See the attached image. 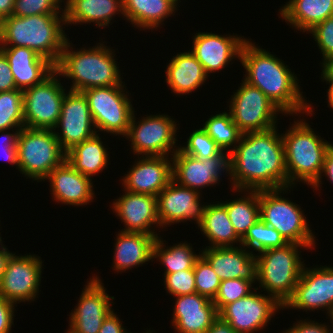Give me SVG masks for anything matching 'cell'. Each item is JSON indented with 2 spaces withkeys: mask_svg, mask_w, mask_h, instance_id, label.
<instances>
[{
  "mask_svg": "<svg viewBox=\"0 0 333 333\" xmlns=\"http://www.w3.org/2000/svg\"><path fill=\"white\" fill-rule=\"evenodd\" d=\"M16 305L0 296V333H11Z\"/></svg>",
  "mask_w": 333,
  "mask_h": 333,
  "instance_id": "cell-46",
  "label": "cell"
},
{
  "mask_svg": "<svg viewBox=\"0 0 333 333\" xmlns=\"http://www.w3.org/2000/svg\"><path fill=\"white\" fill-rule=\"evenodd\" d=\"M284 132L282 140L289 187H295L301 181L320 190L325 155L332 144L317 135L303 117L294 120Z\"/></svg>",
  "mask_w": 333,
  "mask_h": 333,
  "instance_id": "cell-5",
  "label": "cell"
},
{
  "mask_svg": "<svg viewBox=\"0 0 333 333\" xmlns=\"http://www.w3.org/2000/svg\"><path fill=\"white\" fill-rule=\"evenodd\" d=\"M163 279L164 289L173 297L196 293L194 267L164 275Z\"/></svg>",
  "mask_w": 333,
  "mask_h": 333,
  "instance_id": "cell-43",
  "label": "cell"
},
{
  "mask_svg": "<svg viewBox=\"0 0 333 333\" xmlns=\"http://www.w3.org/2000/svg\"><path fill=\"white\" fill-rule=\"evenodd\" d=\"M121 322L119 316L112 310L103 320L99 333H129Z\"/></svg>",
  "mask_w": 333,
  "mask_h": 333,
  "instance_id": "cell-49",
  "label": "cell"
},
{
  "mask_svg": "<svg viewBox=\"0 0 333 333\" xmlns=\"http://www.w3.org/2000/svg\"><path fill=\"white\" fill-rule=\"evenodd\" d=\"M13 73L5 55L0 51V92L15 90Z\"/></svg>",
  "mask_w": 333,
  "mask_h": 333,
  "instance_id": "cell-48",
  "label": "cell"
},
{
  "mask_svg": "<svg viewBox=\"0 0 333 333\" xmlns=\"http://www.w3.org/2000/svg\"><path fill=\"white\" fill-rule=\"evenodd\" d=\"M200 252L221 281L238 278L246 281H257L256 254L242 245L213 248L206 246Z\"/></svg>",
  "mask_w": 333,
  "mask_h": 333,
  "instance_id": "cell-23",
  "label": "cell"
},
{
  "mask_svg": "<svg viewBox=\"0 0 333 333\" xmlns=\"http://www.w3.org/2000/svg\"><path fill=\"white\" fill-rule=\"evenodd\" d=\"M282 333H298L293 327L290 326V328L286 329Z\"/></svg>",
  "mask_w": 333,
  "mask_h": 333,
  "instance_id": "cell-56",
  "label": "cell"
},
{
  "mask_svg": "<svg viewBox=\"0 0 333 333\" xmlns=\"http://www.w3.org/2000/svg\"><path fill=\"white\" fill-rule=\"evenodd\" d=\"M205 333H236V331L218 316Z\"/></svg>",
  "mask_w": 333,
  "mask_h": 333,
  "instance_id": "cell-50",
  "label": "cell"
},
{
  "mask_svg": "<svg viewBox=\"0 0 333 333\" xmlns=\"http://www.w3.org/2000/svg\"><path fill=\"white\" fill-rule=\"evenodd\" d=\"M322 80H333V55L323 59L322 63Z\"/></svg>",
  "mask_w": 333,
  "mask_h": 333,
  "instance_id": "cell-52",
  "label": "cell"
},
{
  "mask_svg": "<svg viewBox=\"0 0 333 333\" xmlns=\"http://www.w3.org/2000/svg\"><path fill=\"white\" fill-rule=\"evenodd\" d=\"M18 170L26 179L42 182L66 160L54 130L23 127L17 139Z\"/></svg>",
  "mask_w": 333,
  "mask_h": 333,
  "instance_id": "cell-8",
  "label": "cell"
},
{
  "mask_svg": "<svg viewBox=\"0 0 333 333\" xmlns=\"http://www.w3.org/2000/svg\"><path fill=\"white\" fill-rule=\"evenodd\" d=\"M254 289L248 296L225 305L218 316L227 322L236 333H254L262 331L271 322L276 312L283 306L267 294H259Z\"/></svg>",
  "mask_w": 333,
  "mask_h": 333,
  "instance_id": "cell-15",
  "label": "cell"
},
{
  "mask_svg": "<svg viewBox=\"0 0 333 333\" xmlns=\"http://www.w3.org/2000/svg\"><path fill=\"white\" fill-rule=\"evenodd\" d=\"M15 130V131H14ZM21 129L0 131V159L8 161L18 169L17 139Z\"/></svg>",
  "mask_w": 333,
  "mask_h": 333,
  "instance_id": "cell-45",
  "label": "cell"
},
{
  "mask_svg": "<svg viewBox=\"0 0 333 333\" xmlns=\"http://www.w3.org/2000/svg\"><path fill=\"white\" fill-rule=\"evenodd\" d=\"M255 282L256 281H246L240 278L221 281L218 292L213 300L217 311L219 312L227 304L248 296L254 291L252 289H256V287H254Z\"/></svg>",
  "mask_w": 333,
  "mask_h": 333,
  "instance_id": "cell-40",
  "label": "cell"
},
{
  "mask_svg": "<svg viewBox=\"0 0 333 333\" xmlns=\"http://www.w3.org/2000/svg\"><path fill=\"white\" fill-rule=\"evenodd\" d=\"M175 3L179 4L181 1L180 0H173Z\"/></svg>",
  "mask_w": 333,
  "mask_h": 333,
  "instance_id": "cell-59",
  "label": "cell"
},
{
  "mask_svg": "<svg viewBox=\"0 0 333 333\" xmlns=\"http://www.w3.org/2000/svg\"><path fill=\"white\" fill-rule=\"evenodd\" d=\"M15 254L9 258L0 280V296L17 306L20 302L31 303L38 297L43 262L35 254Z\"/></svg>",
  "mask_w": 333,
  "mask_h": 333,
  "instance_id": "cell-13",
  "label": "cell"
},
{
  "mask_svg": "<svg viewBox=\"0 0 333 333\" xmlns=\"http://www.w3.org/2000/svg\"><path fill=\"white\" fill-rule=\"evenodd\" d=\"M6 247L7 246L3 244L2 237L0 236V280L3 277L8 260L13 254V252H10Z\"/></svg>",
  "mask_w": 333,
  "mask_h": 333,
  "instance_id": "cell-53",
  "label": "cell"
},
{
  "mask_svg": "<svg viewBox=\"0 0 333 333\" xmlns=\"http://www.w3.org/2000/svg\"><path fill=\"white\" fill-rule=\"evenodd\" d=\"M289 188L291 190L293 187L259 190L260 219L276 229L288 243L305 245L312 250L316 246V237L309 227L304 210L296 202L281 195L286 194Z\"/></svg>",
  "mask_w": 333,
  "mask_h": 333,
  "instance_id": "cell-7",
  "label": "cell"
},
{
  "mask_svg": "<svg viewBox=\"0 0 333 333\" xmlns=\"http://www.w3.org/2000/svg\"><path fill=\"white\" fill-rule=\"evenodd\" d=\"M249 40L243 43L240 53L246 71L243 80L259 88L286 116H313L314 106L303 96L297 75L282 59Z\"/></svg>",
  "mask_w": 333,
  "mask_h": 333,
  "instance_id": "cell-2",
  "label": "cell"
},
{
  "mask_svg": "<svg viewBox=\"0 0 333 333\" xmlns=\"http://www.w3.org/2000/svg\"><path fill=\"white\" fill-rule=\"evenodd\" d=\"M201 196L202 193L182 186L172 179L157 195V215L162 229L189 220L199 225L204 206L200 202Z\"/></svg>",
  "mask_w": 333,
  "mask_h": 333,
  "instance_id": "cell-19",
  "label": "cell"
},
{
  "mask_svg": "<svg viewBox=\"0 0 333 333\" xmlns=\"http://www.w3.org/2000/svg\"><path fill=\"white\" fill-rule=\"evenodd\" d=\"M231 191L241 194L244 192L243 194H246L232 201H222L226 207L234 231L242 238L248 229L260 219L259 191L236 189H232Z\"/></svg>",
  "mask_w": 333,
  "mask_h": 333,
  "instance_id": "cell-34",
  "label": "cell"
},
{
  "mask_svg": "<svg viewBox=\"0 0 333 333\" xmlns=\"http://www.w3.org/2000/svg\"><path fill=\"white\" fill-rule=\"evenodd\" d=\"M185 143L179 145V150L198 159L216 157L222 152L203 128L193 130Z\"/></svg>",
  "mask_w": 333,
  "mask_h": 333,
  "instance_id": "cell-39",
  "label": "cell"
},
{
  "mask_svg": "<svg viewBox=\"0 0 333 333\" xmlns=\"http://www.w3.org/2000/svg\"><path fill=\"white\" fill-rule=\"evenodd\" d=\"M216 202L204 204L201 222L198 225L202 235L208 238V247H235V244L240 246L241 238L234 231L225 205Z\"/></svg>",
  "mask_w": 333,
  "mask_h": 333,
  "instance_id": "cell-31",
  "label": "cell"
},
{
  "mask_svg": "<svg viewBox=\"0 0 333 333\" xmlns=\"http://www.w3.org/2000/svg\"><path fill=\"white\" fill-rule=\"evenodd\" d=\"M101 134L75 145L66 153L67 162L79 173L91 179L108 166L109 152Z\"/></svg>",
  "mask_w": 333,
  "mask_h": 333,
  "instance_id": "cell-33",
  "label": "cell"
},
{
  "mask_svg": "<svg viewBox=\"0 0 333 333\" xmlns=\"http://www.w3.org/2000/svg\"><path fill=\"white\" fill-rule=\"evenodd\" d=\"M62 2L63 0H15L12 15L27 17L38 14L64 13L61 8Z\"/></svg>",
  "mask_w": 333,
  "mask_h": 333,
  "instance_id": "cell-42",
  "label": "cell"
},
{
  "mask_svg": "<svg viewBox=\"0 0 333 333\" xmlns=\"http://www.w3.org/2000/svg\"><path fill=\"white\" fill-rule=\"evenodd\" d=\"M282 20L303 33L333 16V0H289L279 9Z\"/></svg>",
  "mask_w": 333,
  "mask_h": 333,
  "instance_id": "cell-32",
  "label": "cell"
},
{
  "mask_svg": "<svg viewBox=\"0 0 333 333\" xmlns=\"http://www.w3.org/2000/svg\"><path fill=\"white\" fill-rule=\"evenodd\" d=\"M305 245L287 243L282 247L271 248L257 253V290L273 296L282 306L293 295L303 271L304 260L300 249ZM301 257V258H300Z\"/></svg>",
  "mask_w": 333,
  "mask_h": 333,
  "instance_id": "cell-6",
  "label": "cell"
},
{
  "mask_svg": "<svg viewBox=\"0 0 333 333\" xmlns=\"http://www.w3.org/2000/svg\"><path fill=\"white\" fill-rule=\"evenodd\" d=\"M69 39L66 40L55 70L62 78H69L70 91L82 92L93 87L125 85L121 78L116 51L105 41L91 47L73 50Z\"/></svg>",
  "mask_w": 333,
  "mask_h": 333,
  "instance_id": "cell-3",
  "label": "cell"
},
{
  "mask_svg": "<svg viewBox=\"0 0 333 333\" xmlns=\"http://www.w3.org/2000/svg\"><path fill=\"white\" fill-rule=\"evenodd\" d=\"M66 333H74V332L72 330H70L69 327H68V330H67Z\"/></svg>",
  "mask_w": 333,
  "mask_h": 333,
  "instance_id": "cell-58",
  "label": "cell"
},
{
  "mask_svg": "<svg viewBox=\"0 0 333 333\" xmlns=\"http://www.w3.org/2000/svg\"><path fill=\"white\" fill-rule=\"evenodd\" d=\"M299 311L326 310L330 318L333 314V267L304 266L293 295L283 305V309Z\"/></svg>",
  "mask_w": 333,
  "mask_h": 333,
  "instance_id": "cell-14",
  "label": "cell"
},
{
  "mask_svg": "<svg viewBox=\"0 0 333 333\" xmlns=\"http://www.w3.org/2000/svg\"><path fill=\"white\" fill-rule=\"evenodd\" d=\"M192 38L191 53L202 64L207 75L225 69L233 59L240 60L242 45L247 40L234 33L219 35L212 32H198Z\"/></svg>",
  "mask_w": 333,
  "mask_h": 333,
  "instance_id": "cell-20",
  "label": "cell"
},
{
  "mask_svg": "<svg viewBox=\"0 0 333 333\" xmlns=\"http://www.w3.org/2000/svg\"><path fill=\"white\" fill-rule=\"evenodd\" d=\"M166 83L177 95H190L207 81L210 75L204 72L202 64L191 51L173 56L166 67Z\"/></svg>",
  "mask_w": 333,
  "mask_h": 333,
  "instance_id": "cell-29",
  "label": "cell"
},
{
  "mask_svg": "<svg viewBox=\"0 0 333 333\" xmlns=\"http://www.w3.org/2000/svg\"><path fill=\"white\" fill-rule=\"evenodd\" d=\"M53 130L66 153L75 145L97 134L87 98L82 92L68 90L62 102L59 120Z\"/></svg>",
  "mask_w": 333,
  "mask_h": 333,
  "instance_id": "cell-16",
  "label": "cell"
},
{
  "mask_svg": "<svg viewBox=\"0 0 333 333\" xmlns=\"http://www.w3.org/2000/svg\"><path fill=\"white\" fill-rule=\"evenodd\" d=\"M171 158L173 180L199 193L204 187L219 185L224 172L229 176V154L225 151L216 157L198 159L178 149Z\"/></svg>",
  "mask_w": 333,
  "mask_h": 333,
  "instance_id": "cell-17",
  "label": "cell"
},
{
  "mask_svg": "<svg viewBox=\"0 0 333 333\" xmlns=\"http://www.w3.org/2000/svg\"><path fill=\"white\" fill-rule=\"evenodd\" d=\"M288 242L273 227L259 219L241 238V245L251 252H262L267 249L282 247ZM253 250V251H252Z\"/></svg>",
  "mask_w": 333,
  "mask_h": 333,
  "instance_id": "cell-37",
  "label": "cell"
},
{
  "mask_svg": "<svg viewBox=\"0 0 333 333\" xmlns=\"http://www.w3.org/2000/svg\"><path fill=\"white\" fill-rule=\"evenodd\" d=\"M13 73L16 88L26 90L42 82L54 70L55 65L27 47L0 46Z\"/></svg>",
  "mask_w": 333,
  "mask_h": 333,
  "instance_id": "cell-26",
  "label": "cell"
},
{
  "mask_svg": "<svg viewBox=\"0 0 333 333\" xmlns=\"http://www.w3.org/2000/svg\"><path fill=\"white\" fill-rule=\"evenodd\" d=\"M15 0H0V21L12 15Z\"/></svg>",
  "mask_w": 333,
  "mask_h": 333,
  "instance_id": "cell-54",
  "label": "cell"
},
{
  "mask_svg": "<svg viewBox=\"0 0 333 333\" xmlns=\"http://www.w3.org/2000/svg\"><path fill=\"white\" fill-rule=\"evenodd\" d=\"M308 33L312 34L314 41H316L315 43L323 56L322 60L333 55V16L317 24Z\"/></svg>",
  "mask_w": 333,
  "mask_h": 333,
  "instance_id": "cell-44",
  "label": "cell"
},
{
  "mask_svg": "<svg viewBox=\"0 0 333 333\" xmlns=\"http://www.w3.org/2000/svg\"><path fill=\"white\" fill-rule=\"evenodd\" d=\"M194 275L196 292L213 301L221 280L202 255L195 261Z\"/></svg>",
  "mask_w": 333,
  "mask_h": 333,
  "instance_id": "cell-41",
  "label": "cell"
},
{
  "mask_svg": "<svg viewBox=\"0 0 333 333\" xmlns=\"http://www.w3.org/2000/svg\"><path fill=\"white\" fill-rule=\"evenodd\" d=\"M173 0H122L123 17L140 30H156L178 10Z\"/></svg>",
  "mask_w": 333,
  "mask_h": 333,
  "instance_id": "cell-30",
  "label": "cell"
},
{
  "mask_svg": "<svg viewBox=\"0 0 333 333\" xmlns=\"http://www.w3.org/2000/svg\"><path fill=\"white\" fill-rule=\"evenodd\" d=\"M161 238V236H158L154 243L153 259L157 258V261L159 260L162 266H164L165 272L163 275L194 267L195 261L201 256V252L199 254L195 253L191 243L188 244L185 241L166 247V241Z\"/></svg>",
  "mask_w": 333,
  "mask_h": 333,
  "instance_id": "cell-35",
  "label": "cell"
},
{
  "mask_svg": "<svg viewBox=\"0 0 333 333\" xmlns=\"http://www.w3.org/2000/svg\"><path fill=\"white\" fill-rule=\"evenodd\" d=\"M64 13L9 16L0 21V46L27 47L54 65L68 39Z\"/></svg>",
  "mask_w": 333,
  "mask_h": 333,
  "instance_id": "cell-4",
  "label": "cell"
},
{
  "mask_svg": "<svg viewBox=\"0 0 333 333\" xmlns=\"http://www.w3.org/2000/svg\"><path fill=\"white\" fill-rule=\"evenodd\" d=\"M322 174L323 175L321 176L328 177L327 179L330 180L329 182H331V184L333 183V144L327 150V153L325 155Z\"/></svg>",
  "mask_w": 333,
  "mask_h": 333,
  "instance_id": "cell-51",
  "label": "cell"
},
{
  "mask_svg": "<svg viewBox=\"0 0 333 333\" xmlns=\"http://www.w3.org/2000/svg\"><path fill=\"white\" fill-rule=\"evenodd\" d=\"M102 280L92 276L82 289L78 303L69 315V329L74 333H99L103 320L114 310V296L108 295ZM113 303V304H112Z\"/></svg>",
  "mask_w": 333,
  "mask_h": 333,
  "instance_id": "cell-18",
  "label": "cell"
},
{
  "mask_svg": "<svg viewBox=\"0 0 333 333\" xmlns=\"http://www.w3.org/2000/svg\"><path fill=\"white\" fill-rule=\"evenodd\" d=\"M47 179L52 200L58 204L79 207L93 202L95 198L92 179L76 171L67 160L51 171Z\"/></svg>",
  "mask_w": 333,
  "mask_h": 333,
  "instance_id": "cell-24",
  "label": "cell"
},
{
  "mask_svg": "<svg viewBox=\"0 0 333 333\" xmlns=\"http://www.w3.org/2000/svg\"><path fill=\"white\" fill-rule=\"evenodd\" d=\"M202 128L217 146L228 154L235 149L243 134L233 122L230 112L225 110L207 118Z\"/></svg>",
  "mask_w": 333,
  "mask_h": 333,
  "instance_id": "cell-36",
  "label": "cell"
},
{
  "mask_svg": "<svg viewBox=\"0 0 333 333\" xmlns=\"http://www.w3.org/2000/svg\"><path fill=\"white\" fill-rule=\"evenodd\" d=\"M121 180L124 190L133 193L157 195L170 183L172 158L168 156H138Z\"/></svg>",
  "mask_w": 333,
  "mask_h": 333,
  "instance_id": "cell-22",
  "label": "cell"
},
{
  "mask_svg": "<svg viewBox=\"0 0 333 333\" xmlns=\"http://www.w3.org/2000/svg\"><path fill=\"white\" fill-rule=\"evenodd\" d=\"M65 25L94 23L96 27L112 25L117 14L123 16L122 0H63ZM121 13V14H120Z\"/></svg>",
  "mask_w": 333,
  "mask_h": 333,
  "instance_id": "cell-28",
  "label": "cell"
},
{
  "mask_svg": "<svg viewBox=\"0 0 333 333\" xmlns=\"http://www.w3.org/2000/svg\"><path fill=\"white\" fill-rule=\"evenodd\" d=\"M125 87H93L82 91L87 98L97 134L103 132L123 137L127 134L135 110Z\"/></svg>",
  "mask_w": 333,
  "mask_h": 333,
  "instance_id": "cell-9",
  "label": "cell"
},
{
  "mask_svg": "<svg viewBox=\"0 0 333 333\" xmlns=\"http://www.w3.org/2000/svg\"><path fill=\"white\" fill-rule=\"evenodd\" d=\"M231 95L229 111L242 133L264 131L277 126L283 112L259 89L242 80Z\"/></svg>",
  "mask_w": 333,
  "mask_h": 333,
  "instance_id": "cell-11",
  "label": "cell"
},
{
  "mask_svg": "<svg viewBox=\"0 0 333 333\" xmlns=\"http://www.w3.org/2000/svg\"><path fill=\"white\" fill-rule=\"evenodd\" d=\"M326 81V84L329 85V89H327V103L328 107L333 110V80H322Z\"/></svg>",
  "mask_w": 333,
  "mask_h": 333,
  "instance_id": "cell-55",
  "label": "cell"
},
{
  "mask_svg": "<svg viewBox=\"0 0 333 333\" xmlns=\"http://www.w3.org/2000/svg\"><path fill=\"white\" fill-rule=\"evenodd\" d=\"M133 112L129 129L124 136L131 141V151L139 156H168L179 149L176 142L178 127L175 119L164 114L145 115L136 121ZM176 148V149H175Z\"/></svg>",
  "mask_w": 333,
  "mask_h": 333,
  "instance_id": "cell-10",
  "label": "cell"
},
{
  "mask_svg": "<svg viewBox=\"0 0 333 333\" xmlns=\"http://www.w3.org/2000/svg\"><path fill=\"white\" fill-rule=\"evenodd\" d=\"M157 237L142 232L116 234L112 269L116 272L131 270L153 261V246Z\"/></svg>",
  "mask_w": 333,
  "mask_h": 333,
  "instance_id": "cell-27",
  "label": "cell"
},
{
  "mask_svg": "<svg viewBox=\"0 0 333 333\" xmlns=\"http://www.w3.org/2000/svg\"><path fill=\"white\" fill-rule=\"evenodd\" d=\"M23 90L0 92V131L25 127Z\"/></svg>",
  "mask_w": 333,
  "mask_h": 333,
  "instance_id": "cell-38",
  "label": "cell"
},
{
  "mask_svg": "<svg viewBox=\"0 0 333 333\" xmlns=\"http://www.w3.org/2000/svg\"><path fill=\"white\" fill-rule=\"evenodd\" d=\"M277 126L243 133L229 154V180L236 190L289 187L282 134Z\"/></svg>",
  "mask_w": 333,
  "mask_h": 333,
  "instance_id": "cell-1",
  "label": "cell"
},
{
  "mask_svg": "<svg viewBox=\"0 0 333 333\" xmlns=\"http://www.w3.org/2000/svg\"><path fill=\"white\" fill-rule=\"evenodd\" d=\"M174 299L171 325L177 333H205L218 317L213 301L197 292Z\"/></svg>",
  "mask_w": 333,
  "mask_h": 333,
  "instance_id": "cell-25",
  "label": "cell"
},
{
  "mask_svg": "<svg viewBox=\"0 0 333 333\" xmlns=\"http://www.w3.org/2000/svg\"><path fill=\"white\" fill-rule=\"evenodd\" d=\"M310 320V321H309ZM302 319L299 320L295 323H293V328L298 332V333H331L333 331V322L330 317V323L332 324L331 327L330 325H327L326 323H318L316 321H313L311 319ZM330 327V328H329ZM331 330V331H330Z\"/></svg>",
  "mask_w": 333,
  "mask_h": 333,
  "instance_id": "cell-47",
  "label": "cell"
},
{
  "mask_svg": "<svg viewBox=\"0 0 333 333\" xmlns=\"http://www.w3.org/2000/svg\"><path fill=\"white\" fill-rule=\"evenodd\" d=\"M54 70L42 82L23 91L25 127L53 130L60 114L66 88Z\"/></svg>",
  "mask_w": 333,
  "mask_h": 333,
  "instance_id": "cell-12",
  "label": "cell"
},
{
  "mask_svg": "<svg viewBox=\"0 0 333 333\" xmlns=\"http://www.w3.org/2000/svg\"><path fill=\"white\" fill-rule=\"evenodd\" d=\"M121 197L114 199L112 211L124 224L123 232H142L156 237L160 235L155 228H161L157 215V197L133 193L127 190ZM154 225V226H153Z\"/></svg>",
  "mask_w": 333,
  "mask_h": 333,
  "instance_id": "cell-21",
  "label": "cell"
},
{
  "mask_svg": "<svg viewBox=\"0 0 333 333\" xmlns=\"http://www.w3.org/2000/svg\"><path fill=\"white\" fill-rule=\"evenodd\" d=\"M152 332H153V331L150 330V329H149V330L147 329V330L145 331V333H152ZM143 333H144V332H143Z\"/></svg>",
  "mask_w": 333,
  "mask_h": 333,
  "instance_id": "cell-57",
  "label": "cell"
}]
</instances>
